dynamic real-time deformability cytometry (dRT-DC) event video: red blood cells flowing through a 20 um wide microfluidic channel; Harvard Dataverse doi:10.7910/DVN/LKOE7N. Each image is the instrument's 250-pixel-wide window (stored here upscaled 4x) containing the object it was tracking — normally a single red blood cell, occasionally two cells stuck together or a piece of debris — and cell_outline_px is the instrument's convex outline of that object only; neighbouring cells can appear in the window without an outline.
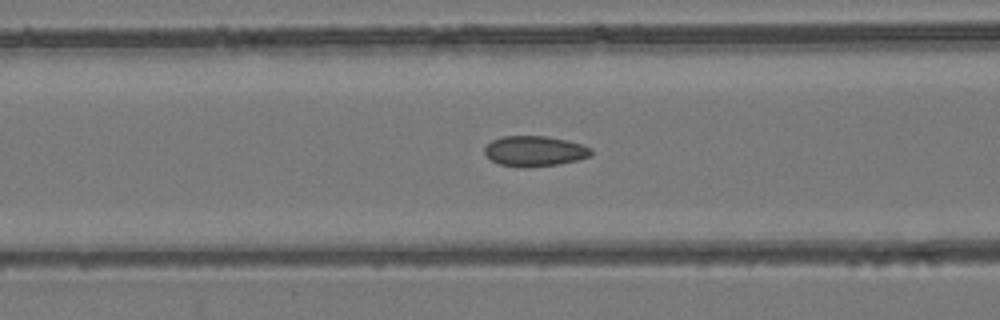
{"species": "common noctule bat (a hibernating species)", "species_latin": "Nyctalus noctula", "temperature_condition": "room temperature", "stored_images_in_passage": 55, "camera_frame_rate_fps": 3000, "um_per_image_px": 0.085, "animal": {"sex": "female", "body_mass_g": 24.6, "forearm_length_mm": 56.2}, "frame": {"image": 1, "passage_image": 23, "time_ms": 7.333, "image_size_px": [1000, 320], "cell_outline_px": [[592, 152], [588, 156], [576, 160], [560, 164], [500, 164], [492, 160], [484, 152], [484, 148], [492, 140], [504, 136], [548, 136], [568, 140], [584, 144], [592, 148]], "centroid_in_image_um": [45.5, 12.78], "position_along_channel_um": 121.1, "area_um2": 18.03}}
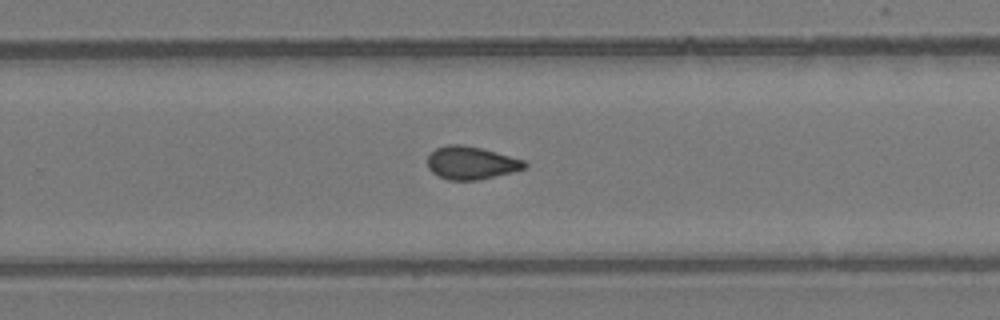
{"frame": {"image": 2, "passage_image": 36, "time_ms": 11.667, "image_size_px": [1000, 320], "cell_outline_px": [[528, 168], [516, 172], [476, 180], [448, 180], [432, 172], [428, 168], [428, 156], [436, 148], [448, 144], [460, 144], [480, 148], [496, 152], [524, 160], [528, 164]], "centroid_in_image_um": [40.09, 13.85], "position_along_channel_um": 289.7, "area_um2": 18.67}}
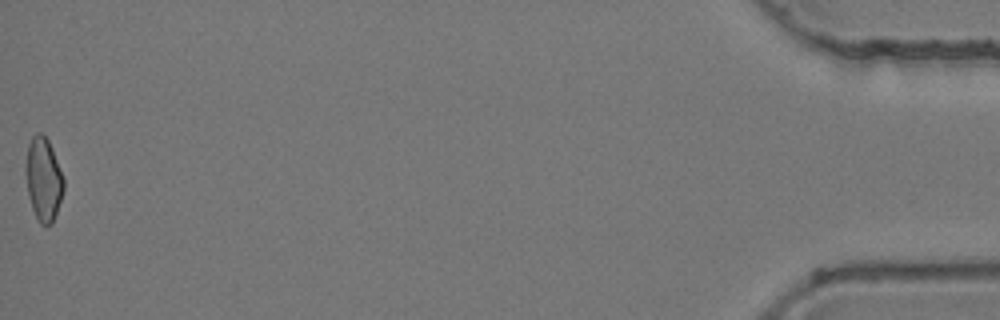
{"frame": {"image": 3, "passage_image": 55, "time_ms": 18.0, "image_size_px": [1000, 320], "cell_outline_px": [[64, 192], [52, 224], [40, 224], [32, 208], [28, 196], [24, 168], [28, 144], [32, 136], [36, 132], [40, 132], [48, 140], [52, 148], [64, 180]], "centroid_in_image_um": [3.68, 15.22], "position_along_channel_um": 431.5, "area_um2": 18.55}, "authors_computed_cell_mechanics": {"area_um2": 18.785, "velocity_mm_per_s": 3.8958, "shape_relaxation_time_tau1_ms": null, "shape_relaxation_time_tau2_ms": 2.4213, "deformation_change_tau1": null, "deformation_change_tau2": 0.0667}}